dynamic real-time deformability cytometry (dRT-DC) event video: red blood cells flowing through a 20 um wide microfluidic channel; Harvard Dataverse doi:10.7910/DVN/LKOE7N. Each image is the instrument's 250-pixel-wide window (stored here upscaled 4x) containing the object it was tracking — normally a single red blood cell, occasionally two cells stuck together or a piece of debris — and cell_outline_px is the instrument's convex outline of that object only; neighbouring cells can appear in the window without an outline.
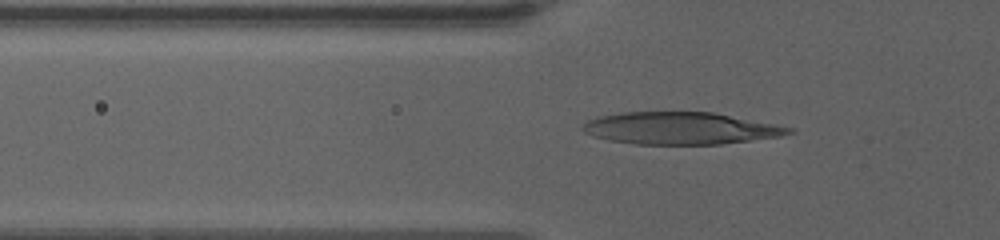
{"species": "human", "species_latin": "Homo sapiens", "temperature_condition": "warm", "stored_images_in_passage": 62, "camera_frame_rate_fps": 3000, "um_per_image_px": 0.085, "donor": {"sex": "female"}, "frame": {"image": 1, "passage_image": 23, "time_ms": 7.333, "image_size_px": [1000, 240], "cell_outline_px": [[792, 132], [780, 136], [720, 144], [636, 144], [608, 140], [592, 136], [584, 132], [580, 128], [588, 120], [600, 116], [620, 112], [712, 112], [792, 128]], "centroid_in_image_um": [57.75, 10.9], "position_along_channel_um": 68.1, "area_um2": 38.21}}
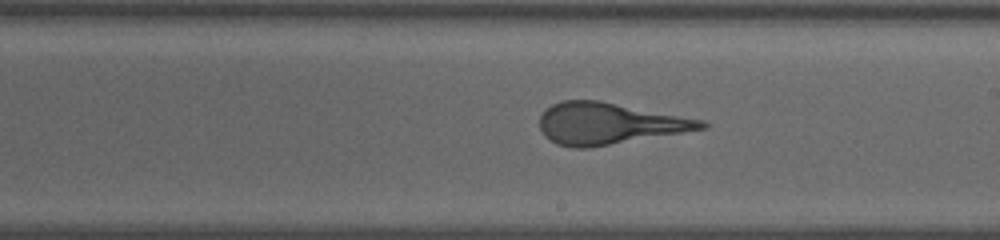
{"frame": {"image": 2, "passage_image": 38, "time_ms": 12.333, "image_size_px": [1000, 240], "cell_outline_px": [[708, 128], [588, 148], [572, 148], [556, 144], [544, 136], [540, 128], [540, 116], [552, 104], [560, 100], [600, 100], [704, 120], [708, 124]], "centroid_in_image_um": [51.75, 10.5], "position_along_channel_um": 237.3, "area_um2": 39.07}}
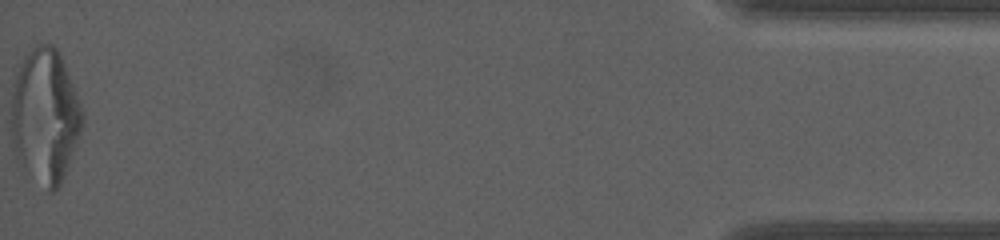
{"frame": {"image": 3, "passage_image": 62, "time_ms": 20.333, "image_size_px": [1000, 240], "cell_outline_px": [[84, 120], [80, 132], [68, 164], [60, 184], [52, 192], [48, 192], [20, 164], [16, 156], [12, 140], [12, 96], [16, 76], [24, 56], [36, 44], [52, 44], [56, 48], [64, 64], [76, 92], [84, 116]], "centroid_in_image_um": [3.83, 9.86], "position_along_channel_um": 431.4, "area_um2": 54.79}}